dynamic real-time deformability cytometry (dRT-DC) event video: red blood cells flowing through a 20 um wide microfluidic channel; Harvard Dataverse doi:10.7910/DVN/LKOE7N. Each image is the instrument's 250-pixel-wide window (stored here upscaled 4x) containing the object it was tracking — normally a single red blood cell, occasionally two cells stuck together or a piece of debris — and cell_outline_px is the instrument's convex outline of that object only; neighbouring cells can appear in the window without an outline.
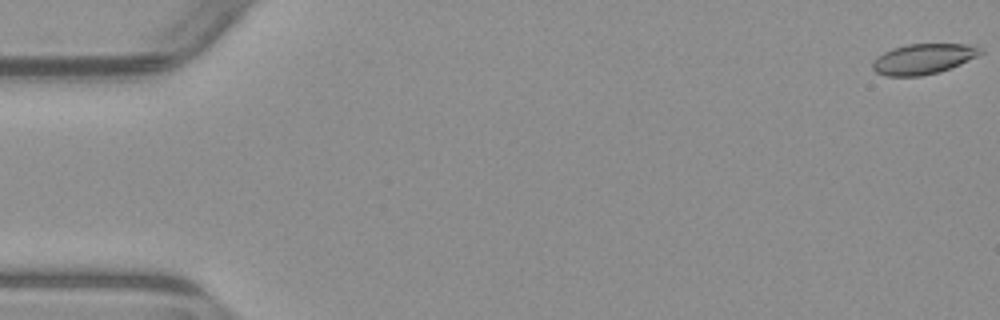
{"species": "common noctule bat (a hibernating species)", "species_latin": "Nyctalus noctula", "temperature_condition": "warm", "stored_images_in_passage": 8, "camera_frame_rate_fps": 3000, "um_per_image_px": 0.085, "animal": {"sex": "male", "body_mass_g": 23.1, "forearm_length_mm": 52.7}, "frame": {"image": 1, "passage_image": 1, "time_ms": 0.0, "image_size_px": [1000, 320], "cell_outline_px": [[984, 52], [960, 64], [940, 72], [920, 76], [888, 76], [876, 72], [872, 68], [872, 60], [884, 52], [892, 48], [908, 44], [968, 44], [980, 48]], "centroid_in_image_um": [78.45, 5.01], "position_along_channel_um": 6.6, "area_um2": 19.02}}